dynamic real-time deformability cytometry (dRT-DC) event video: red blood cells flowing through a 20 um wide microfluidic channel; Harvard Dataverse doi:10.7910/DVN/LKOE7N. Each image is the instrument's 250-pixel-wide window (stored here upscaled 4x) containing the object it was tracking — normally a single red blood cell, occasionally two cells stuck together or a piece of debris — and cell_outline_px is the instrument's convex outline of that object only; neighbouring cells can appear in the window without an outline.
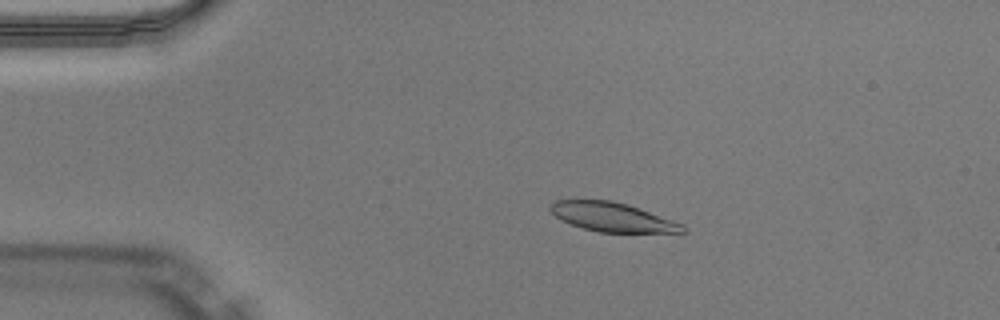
{"species": "Egyptian fruit bat (a non-hibernating species)", "species_latin": "Rousettus aegyptiacus", "temperature_condition": "warm", "stored_images_in_passage": 50, "camera_frame_rate_fps": 3000, "um_per_image_px": 0.085, "animal": {"sex": "male"}, "frame": {"image": 1, "passage_image": 10, "time_ms": 3.0, "image_size_px": [1000, 320], "cell_outline_px": [[684, 232], [600, 232], [584, 228], [560, 220], [548, 208], [548, 204], [556, 200], [612, 200], [628, 204], [684, 224]], "centroid_in_image_um": [52.01, 18.43], "position_along_channel_um": 33.0, "area_um2": 22.25}}
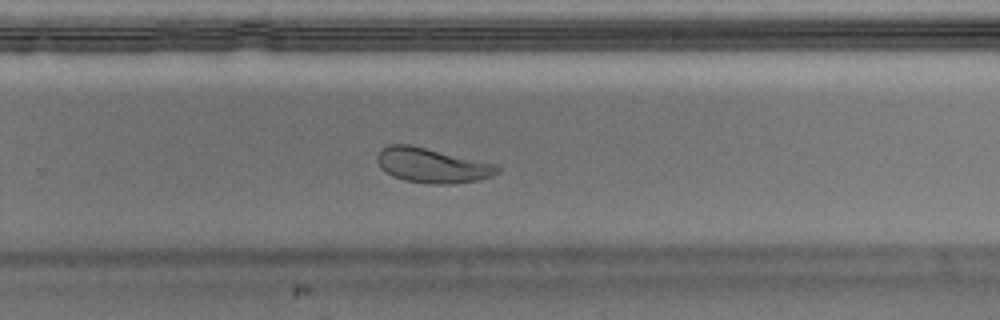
{"frame": {"image": 2, "passage_image": 33, "time_ms": 10.667, "image_size_px": [1000, 320], "cell_outline_px": [[500, 172], [492, 176], [480, 180], [448, 184], [432, 184], [404, 180], [392, 176], [380, 168], [376, 160], [376, 156], [380, 148], [388, 144], [408, 144], [496, 164], [500, 168]], "centroid_in_image_um": [36.7, 14.06], "position_along_channel_um": 293.1, "area_um2": 24.39}}
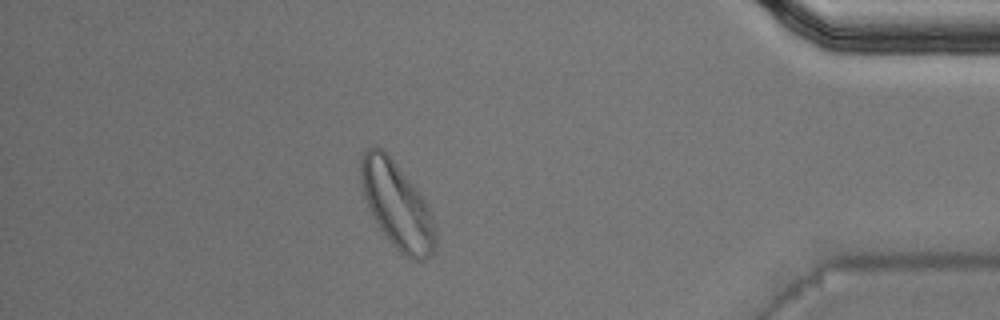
{"frame": {"image": 3, "passage_image": 44, "time_ms": 14.333, "image_size_px": [1000, 320], "cell_outline_px": [[436, 244], [432, 252], [424, 260], [412, 260], [404, 256], [392, 244], [380, 228], [364, 196], [360, 180], [360, 164], [364, 152], [368, 148], [376, 144], [392, 160], [416, 188], [424, 200], [432, 216], [436, 228]], "centroid_in_image_um": [33.75, 17.47], "position_along_channel_um": 401.4, "area_um2": 36.76}, "authors_computed_cell_mechanics": {"area_um2": 24.4205, "velocity_mm_per_s": 4.0131, "shape_relaxation_time_tau1_ms": 3.2005, "shape_relaxation_time_tau2_ms": 1.9652, "deformation_change_tau1": 0.1304, "deformation_change_tau2": 0.0813}}